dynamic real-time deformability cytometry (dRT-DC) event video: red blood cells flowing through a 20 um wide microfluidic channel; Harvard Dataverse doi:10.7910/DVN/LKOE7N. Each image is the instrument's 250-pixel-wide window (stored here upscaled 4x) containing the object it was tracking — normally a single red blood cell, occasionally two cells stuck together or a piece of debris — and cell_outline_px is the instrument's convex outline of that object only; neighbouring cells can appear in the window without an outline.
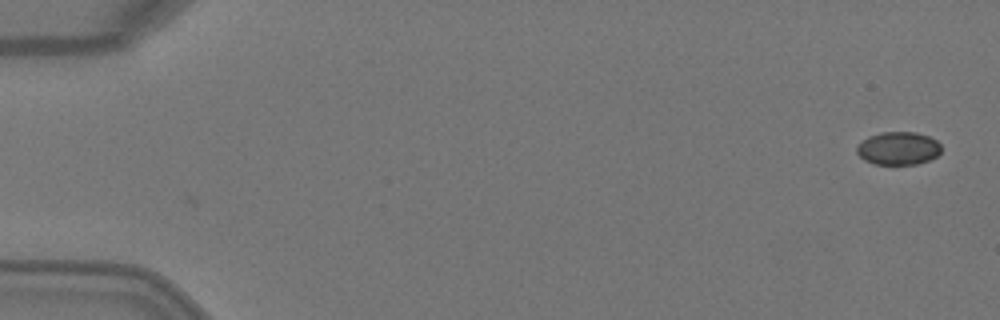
{"species": "Egyptian fruit bat (a non-hibernating species)", "species_latin": "Rousettus aegyptiacus", "temperature_condition": "warm", "stored_images_in_passage": 2, "camera_frame_rate_fps": 3000, "um_per_image_px": 0.085, "animal": {"sex": "female"}, "frame": {"image": 1, "passage_image": 2, "time_ms": 0.333, "image_size_px": [1000, 320], "cell_outline_px": [[940, 152], [936, 156], [928, 160], [916, 164], [872, 164], [864, 160], [856, 152], [856, 148], [868, 136], [880, 132], [916, 132], [928, 136], [936, 140], [940, 144]], "centroid_in_image_um": [76.34, 12.6], "position_along_channel_um": 8.7, "area_um2": 16.18}}